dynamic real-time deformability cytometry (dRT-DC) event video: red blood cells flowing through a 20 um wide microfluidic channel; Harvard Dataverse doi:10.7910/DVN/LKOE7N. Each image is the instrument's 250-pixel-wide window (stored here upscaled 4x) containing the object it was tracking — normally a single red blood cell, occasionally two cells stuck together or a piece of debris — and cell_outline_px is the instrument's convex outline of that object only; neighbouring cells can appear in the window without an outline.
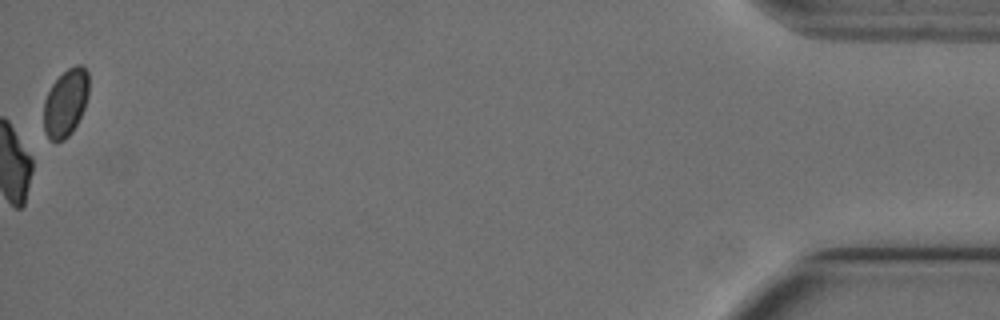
{"species": "Egyptian fruit bat (a non-hibernating species)", "species_latin": "Rousettus aegyptiacus", "temperature_condition": "cold", "stored_images_in_passage": 14, "camera_frame_rate_fps": 3000, "um_per_image_px": 0.085, "animal": {"sex": "female"}, "frame": {"image": 1, "passage_image": 14, "time_ms": 4.333, "image_size_px": [1000, 320], "cell_outline_px": [[88, 96], [84, 108], [72, 132], [64, 140], [48, 140], [44, 132], [44, 100], [52, 84], [68, 68], [76, 64], [80, 64], [88, 72]], "centroid_in_image_um": [5.57, 8.74], "position_along_channel_um": 429.6, "area_um2": 17.63}}